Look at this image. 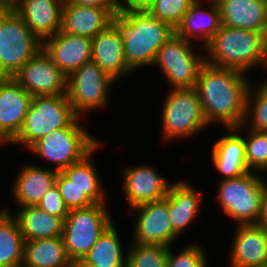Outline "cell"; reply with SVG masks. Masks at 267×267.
<instances>
[{
	"mask_svg": "<svg viewBox=\"0 0 267 267\" xmlns=\"http://www.w3.org/2000/svg\"><path fill=\"white\" fill-rule=\"evenodd\" d=\"M170 185L155 170L146 166L129 168L125 172L124 190L130 208L163 199Z\"/></svg>",
	"mask_w": 267,
	"mask_h": 267,
	"instance_id": "cell-19",
	"label": "cell"
},
{
	"mask_svg": "<svg viewBox=\"0 0 267 267\" xmlns=\"http://www.w3.org/2000/svg\"><path fill=\"white\" fill-rule=\"evenodd\" d=\"M98 143L83 128H58L43 136L29 149L54 162L56 171H62L83 160L99 147Z\"/></svg>",
	"mask_w": 267,
	"mask_h": 267,
	"instance_id": "cell-8",
	"label": "cell"
},
{
	"mask_svg": "<svg viewBox=\"0 0 267 267\" xmlns=\"http://www.w3.org/2000/svg\"><path fill=\"white\" fill-rule=\"evenodd\" d=\"M97 147L83 160L70 165L61 172L69 178L74 185L80 188L94 204L105 203L104 191L100 188L97 170L89 157Z\"/></svg>",
	"mask_w": 267,
	"mask_h": 267,
	"instance_id": "cell-30",
	"label": "cell"
},
{
	"mask_svg": "<svg viewBox=\"0 0 267 267\" xmlns=\"http://www.w3.org/2000/svg\"><path fill=\"white\" fill-rule=\"evenodd\" d=\"M206 261L204 251L196 245L184 248L177 256L169 248L167 267H207Z\"/></svg>",
	"mask_w": 267,
	"mask_h": 267,
	"instance_id": "cell-36",
	"label": "cell"
},
{
	"mask_svg": "<svg viewBox=\"0 0 267 267\" xmlns=\"http://www.w3.org/2000/svg\"><path fill=\"white\" fill-rule=\"evenodd\" d=\"M42 48L67 77L91 61L92 39L59 31L46 38L42 42Z\"/></svg>",
	"mask_w": 267,
	"mask_h": 267,
	"instance_id": "cell-15",
	"label": "cell"
},
{
	"mask_svg": "<svg viewBox=\"0 0 267 267\" xmlns=\"http://www.w3.org/2000/svg\"><path fill=\"white\" fill-rule=\"evenodd\" d=\"M168 253L165 245L134 243L126 255V267H167Z\"/></svg>",
	"mask_w": 267,
	"mask_h": 267,
	"instance_id": "cell-31",
	"label": "cell"
},
{
	"mask_svg": "<svg viewBox=\"0 0 267 267\" xmlns=\"http://www.w3.org/2000/svg\"><path fill=\"white\" fill-rule=\"evenodd\" d=\"M112 24L123 41L124 56L131 70L153 64L159 48L174 34L168 23L153 16L145 8L125 6L112 15Z\"/></svg>",
	"mask_w": 267,
	"mask_h": 267,
	"instance_id": "cell-2",
	"label": "cell"
},
{
	"mask_svg": "<svg viewBox=\"0 0 267 267\" xmlns=\"http://www.w3.org/2000/svg\"><path fill=\"white\" fill-rule=\"evenodd\" d=\"M13 78L31 96L66 95L67 77L43 48Z\"/></svg>",
	"mask_w": 267,
	"mask_h": 267,
	"instance_id": "cell-12",
	"label": "cell"
},
{
	"mask_svg": "<svg viewBox=\"0 0 267 267\" xmlns=\"http://www.w3.org/2000/svg\"><path fill=\"white\" fill-rule=\"evenodd\" d=\"M190 41L174 34L155 55L153 64L160 65L165 77L173 85L172 89L195 88L199 72L205 63L204 58L192 51Z\"/></svg>",
	"mask_w": 267,
	"mask_h": 267,
	"instance_id": "cell-9",
	"label": "cell"
},
{
	"mask_svg": "<svg viewBox=\"0 0 267 267\" xmlns=\"http://www.w3.org/2000/svg\"><path fill=\"white\" fill-rule=\"evenodd\" d=\"M230 267H267V227L238 225L233 242Z\"/></svg>",
	"mask_w": 267,
	"mask_h": 267,
	"instance_id": "cell-17",
	"label": "cell"
},
{
	"mask_svg": "<svg viewBox=\"0 0 267 267\" xmlns=\"http://www.w3.org/2000/svg\"><path fill=\"white\" fill-rule=\"evenodd\" d=\"M210 2H212L211 9L209 8L207 11L201 9L202 2L200 0H195L188 7L180 24L175 28V34L186 40H189L191 36H202L205 46L222 26L219 7L215 0Z\"/></svg>",
	"mask_w": 267,
	"mask_h": 267,
	"instance_id": "cell-23",
	"label": "cell"
},
{
	"mask_svg": "<svg viewBox=\"0 0 267 267\" xmlns=\"http://www.w3.org/2000/svg\"><path fill=\"white\" fill-rule=\"evenodd\" d=\"M261 85L262 86L259 87V90H257L258 92H256V96H251L252 91L249 87L246 99L245 116L243 124L240 125V127H243L245 123L247 124L245 121L248 120L250 115L252 116L251 129L267 132V82ZM253 98L255 100H253Z\"/></svg>",
	"mask_w": 267,
	"mask_h": 267,
	"instance_id": "cell-33",
	"label": "cell"
},
{
	"mask_svg": "<svg viewBox=\"0 0 267 267\" xmlns=\"http://www.w3.org/2000/svg\"><path fill=\"white\" fill-rule=\"evenodd\" d=\"M240 128H229V135L216 141L213 147V163L215 168L224 174L223 179L239 177L250 172L245 158V143L243 137L237 133Z\"/></svg>",
	"mask_w": 267,
	"mask_h": 267,
	"instance_id": "cell-22",
	"label": "cell"
},
{
	"mask_svg": "<svg viewBox=\"0 0 267 267\" xmlns=\"http://www.w3.org/2000/svg\"><path fill=\"white\" fill-rule=\"evenodd\" d=\"M116 81L96 63L90 61L67 76L66 96L75 113L104 107L107 104L108 88Z\"/></svg>",
	"mask_w": 267,
	"mask_h": 267,
	"instance_id": "cell-11",
	"label": "cell"
},
{
	"mask_svg": "<svg viewBox=\"0 0 267 267\" xmlns=\"http://www.w3.org/2000/svg\"><path fill=\"white\" fill-rule=\"evenodd\" d=\"M32 96L14 79L0 77V137L12 143L18 136Z\"/></svg>",
	"mask_w": 267,
	"mask_h": 267,
	"instance_id": "cell-14",
	"label": "cell"
},
{
	"mask_svg": "<svg viewBox=\"0 0 267 267\" xmlns=\"http://www.w3.org/2000/svg\"><path fill=\"white\" fill-rule=\"evenodd\" d=\"M249 137L244 139L247 167L267 170V132L249 129Z\"/></svg>",
	"mask_w": 267,
	"mask_h": 267,
	"instance_id": "cell-34",
	"label": "cell"
},
{
	"mask_svg": "<svg viewBox=\"0 0 267 267\" xmlns=\"http://www.w3.org/2000/svg\"><path fill=\"white\" fill-rule=\"evenodd\" d=\"M25 267H76L69 259L63 237L25 241Z\"/></svg>",
	"mask_w": 267,
	"mask_h": 267,
	"instance_id": "cell-26",
	"label": "cell"
},
{
	"mask_svg": "<svg viewBox=\"0 0 267 267\" xmlns=\"http://www.w3.org/2000/svg\"><path fill=\"white\" fill-rule=\"evenodd\" d=\"M119 7H91L63 4L61 32L75 36L95 37L112 24Z\"/></svg>",
	"mask_w": 267,
	"mask_h": 267,
	"instance_id": "cell-16",
	"label": "cell"
},
{
	"mask_svg": "<svg viewBox=\"0 0 267 267\" xmlns=\"http://www.w3.org/2000/svg\"><path fill=\"white\" fill-rule=\"evenodd\" d=\"M222 25L267 36V0H215Z\"/></svg>",
	"mask_w": 267,
	"mask_h": 267,
	"instance_id": "cell-18",
	"label": "cell"
},
{
	"mask_svg": "<svg viewBox=\"0 0 267 267\" xmlns=\"http://www.w3.org/2000/svg\"><path fill=\"white\" fill-rule=\"evenodd\" d=\"M58 171L55 169H40L34 166H25L16 178L13 194L22 207L36 206L47 193Z\"/></svg>",
	"mask_w": 267,
	"mask_h": 267,
	"instance_id": "cell-24",
	"label": "cell"
},
{
	"mask_svg": "<svg viewBox=\"0 0 267 267\" xmlns=\"http://www.w3.org/2000/svg\"><path fill=\"white\" fill-rule=\"evenodd\" d=\"M63 4L64 0H25L16 13L43 42L61 30Z\"/></svg>",
	"mask_w": 267,
	"mask_h": 267,
	"instance_id": "cell-20",
	"label": "cell"
},
{
	"mask_svg": "<svg viewBox=\"0 0 267 267\" xmlns=\"http://www.w3.org/2000/svg\"><path fill=\"white\" fill-rule=\"evenodd\" d=\"M125 6L134 7V8H145L153 0H125Z\"/></svg>",
	"mask_w": 267,
	"mask_h": 267,
	"instance_id": "cell-41",
	"label": "cell"
},
{
	"mask_svg": "<svg viewBox=\"0 0 267 267\" xmlns=\"http://www.w3.org/2000/svg\"><path fill=\"white\" fill-rule=\"evenodd\" d=\"M113 222L105 203L70 210L64 219L63 240L66 253L77 266L103 232Z\"/></svg>",
	"mask_w": 267,
	"mask_h": 267,
	"instance_id": "cell-5",
	"label": "cell"
},
{
	"mask_svg": "<svg viewBox=\"0 0 267 267\" xmlns=\"http://www.w3.org/2000/svg\"><path fill=\"white\" fill-rule=\"evenodd\" d=\"M114 224L110 225L76 267H126Z\"/></svg>",
	"mask_w": 267,
	"mask_h": 267,
	"instance_id": "cell-28",
	"label": "cell"
},
{
	"mask_svg": "<svg viewBox=\"0 0 267 267\" xmlns=\"http://www.w3.org/2000/svg\"><path fill=\"white\" fill-rule=\"evenodd\" d=\"M66 208L70 211L73 209L86 208L94 203L88 196L73 182L67 178L61 171H58L55 179Z\"/></svg>",
	"mask_w": 267,
	"mask_h": 267,
	"instance_id": "cell-35",
	"label": "cell"
},
{
	"mask_svg": "<svg viewBox=\"0 0 267 267\" xmlns=\"http://www.w3.org/2000/svg\"><path fill=\"white\" fill-rule=\"evenodd\" d=\"M258 224L267 227V184L263 183V193L261 197V213Z\"/></svg>",
	"mask_w": 267,
	"mask_h": 267,
	"instance_id": "cell-39",
	"label": "cell"
},
{
	"mask_svg": "<svg viewBox=\"0 0 267 267\" xmlns=\"http://www.w3.org/2000/svg\"><path fill=\"white\" fill-rule=\"evenodd\" d=\"M25 0H0V11L16 12Z\"/></svg>",
	"mask_w": 267,
	"mask_h": 267,
	"instance_id": "cell-40",
	"label": "cell"
},
{
	"mask_svg": "<svg viewBox=\"0 0 267 267\" xmlns=\"http://www.w3.org/2000/svg\"><path fill=\"white\" fill-rule=\"evenodd\" d=\"M21 208L16 219L25 241L63 235L64 220L61 217L48 214L37 205Z\"/></svg>",
	"mask_w": 267,
	"mask_h": 267,
	"instance_id": "cell-27",
	"label": "cell"
},
{
	"mask_svg": "<svg viewBox=\"0 0 267 267\" xmlns=\"http://www.w3.org/2000/svg\"><path fill=\"white\" fill-rule=\"evenodd\" d=\"M41 48L16 12L0 11V77L13 78Z\"/></svg>",
	"mask_w": 267,
	"mask_h": 267,
	"instance_id": "cell-6",
	"label": "cell"
},
{
	"mask_svg": "<svg viewBox=\"0 0 267 267\" xmlns=\"http://www.w3.org/2000/svg\"><path fill=\"white\" fill-rule=\"evenodd\" d=\"M2 142L6 143V142L0 137V143H2Z\"/></svg>",
	"mask_w": 267,
	"mask_h": 267,
	"instance_id": "cell-42",
	"label": "cell"
},
{
	"mask_svg": "<svg viewBox=\"0 0 267 267\" xmlns=\"http://www.w3.org/2000/svg\"><path fill=\"white\" fill-rule=\"evenodd\" d=\"M91 51V61L113 79L131 72L125 60L123 41L113 24L92 38Z\"/></svg>",
	"mask_w": 267,
	"mask_h": 267,
	"instance_id": "cell-21",
	"label": "cell"
},
{
	"mask_svg": "<svg viewBox=\"0 0 267 267\" xmlns=\"http://www.w3.org/2000/svg\"><path fill=\"white\" fill-rule=\"evenodd\" d=\"M132 210L138 211L134 243L170 247L178 234L170 223L167 195L161 200L136 206Z\"/></svg>",
	"mask_w": 267,
	"mask_h": 267,
	"instance_id": "cell-13",
	"label": "cell"
},
{
	"mask_svg": "<svg viewBox=\"0 0 267 267\" xmlns=\"http://www.w3.org/2000/svg\"><path fill=\"white\" fill-rule=\"evenodd\" d=\"M244 73L204 63L195 89L207 123L221 121L227 129L243 124L250 87Z\"/></svg>",
	"mask_w": 267,
	"mask_h": 267,
	"instance_id": "cell-1",
	"label": "cell"
},
{
	"mask_svg": "<svg viewBox=\"0 0 267 267\" xmlns=\"http://www.w3.org/2000/svg\"><path fill=\"white\" fill-rule=\"evenodd\" d=\"M205 50V62L216 67L242 73L257 63L267 67V36L261 32L222 25Z\"/></svg>",
	"mask_w": 267,
	"mask_h": 267,
	"instance_id": "cell-3",
	"label": "cell"
},
{
	"mask_svg": "<svg viewBox=\"0 0 267 267\" xmlns=\"http://www.w3.org/2000/svg\"><path fill=\"white\" fill-rule=\"evenodd\" d=\"M186 183L179 181L170 185L167 194L170 223L178 235L192 222L202 199L199 193Z\"/></svg>",
	"mask_w": 267,
	"mask_h": 267,
	"instance_id": "cell-25",
	"label": "cell"
},
{
	"mask_svg": "<svg viewBox=\"0 0 267 267\" xmlns=\"http://www.w3.org/2000/svg\"><path fill=\"white\" fill-rule=\"evenodd\" d=\"M195 0H153L145 9L151 16L170 24L174 29L180 24L188 7Z\"/></svg>",
	"mask_w": 267,
	"mask_h": 267,
	"instance_id": "cell-32",
	"label": "cell"
},
{
	"mask_svg": "<svg viewBox=\"0 0 267 267\" xmlns=\"http://www.w3.org/2000/svg\"><path fill=\"white\" fill-rule=\"evenodd\" d=\"M162 115L163 133L167 139L195 134L208 124L195 88L171 90Z\"/></svg>",
	"mask_w": 267,
	"mask_h": 267,
	"instance_id": "cell-10",
	"label": "cell"
},
{
	"mask_svg": "<svg viewBox=\"0 0 267 267\" xmlns=\"http://www.w3.org/2000/svg\"><path fill=\"white\" fill-rule=\"evenodd\" d=\"M37 206L48 214L66 218L69 210L66 208L63 198L59 193L56 183L50 187Z\"/></svg>",
	"mask_w": 267,
	"mask_h": 267,
	"instance_id": "cell-37",
	"label": "cell"
},
{
	"mask_svg": "<svg viewBox=\"0 0 267 267\" xmlns=\"http://www.w3.org/2000/svg\"><path fill=\"white\" fill-rule=\"evenodd\" d=\"M79 118L66 95L32 96L21 130L12 142L30 148L58 128H83Z\"/></svg>",
	"mask_w": 267,
	"mask_h": 267,
	"instance_id": "cell-4",
	"label": "cell"
},
{
	"mask_svg": "<svg viewBox=\"0 0 267 267\" xmlns=\"http://www.w3.org/2000/svg\"><path fill=\"white\" fill-rule=\"evenodd\" d=\"M218 187V200L224 212L238 225L258 224L261 213L263 179L251 172L223 179Z\"/></svg>",
	"mask_w": 267,
	"mask_h": 267,
	"instance_id": "cell-7",
	"label": "cell"
},
{
	"mask_svg": "<svg viewBox=\"0 0 267 267\" xmlns=\"http://www.w3.org/2000/svg\"><path fill=\"white\" fill-rule=\"evenodd\" d=\"M64 4H77L91 7H119V0H64Z\"/></svg>",
	"mask_w": 267,
	"mask_h": 267,
	"instance_id": "cell-38",
	"label": "cell"
},
{
	"mask_svg": "<svg viewBox=\"0 0 267 267\" xmlns=\"http://www.w3.org/2000/svg\"><path fill=\"white\" fill-rule=\"evenodd\" d=\"M25 240L18 221L8 210L0 211V267H16L23 264Z\"/></svg>",
	"mask_w": 267,
	"mask_h": 267,
	"instance_id": "cell-29",
	"label": "cell"
}]
</instances>
